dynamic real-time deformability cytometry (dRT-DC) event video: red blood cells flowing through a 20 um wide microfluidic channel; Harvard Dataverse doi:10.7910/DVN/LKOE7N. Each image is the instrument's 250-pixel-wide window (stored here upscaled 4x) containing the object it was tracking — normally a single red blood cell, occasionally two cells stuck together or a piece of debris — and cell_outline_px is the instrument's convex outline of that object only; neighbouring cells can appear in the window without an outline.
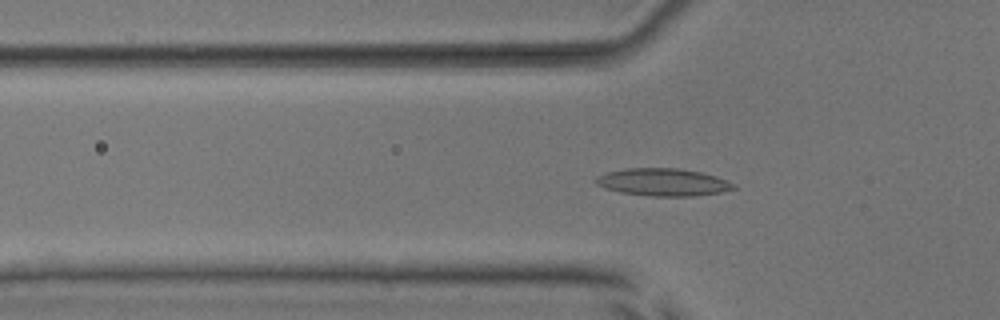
{"species": "common noctule bat (a hibernating species)", "species_latin": "Nyctalus noctula", "temperature_condition": "room temperature", "stored_images_in_passage": 47, "camera_frame_rate_fps": 3000, "um_per_image_px": 0.085, "animal": {"sex": "male", "body_mass_g": 17.9, "forearm_length_mm": 54.2}, "frame": {"image": 1, "passage_image": 12, "time_ms": 3.667, "image_size_px": [1000, 320], "cell_outline_px": [[736, 188], [720, 192], [696, 196], [652, 196], [620, 192], [604, 188], [596, 184], [592, 180], [596, 176], [608, 172], [624, 168], [676, 168], [700, 172], [716, 176], [736, 184]], "centroid_in_image_um": [56.33, 15.48], "position_along_channel_um": 69.5, "area_um2": 22.14}}
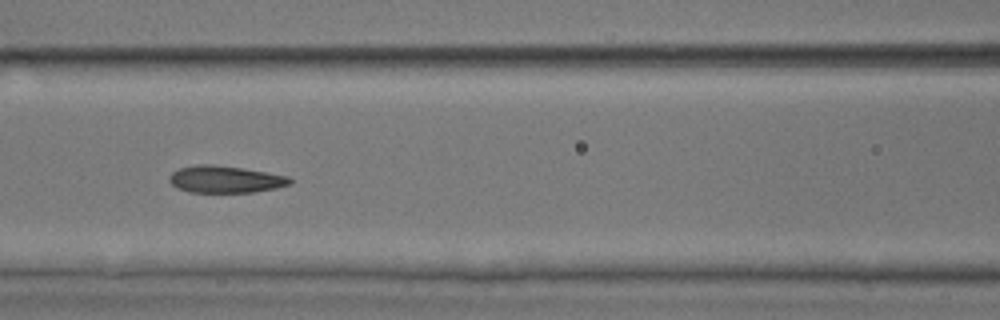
{"frame": {"image": 2, "passage_image": 18, "time_ms": 5.667, "image_size_px": [1000, 320], "cell_outline_px": [[292, 184], [276, 188], [252, 192], [188, 192], [176, 188], [168, 180], [168, 176], [172, 172], [180, 168], [196, 164], [212, 164], [244, 168], [288, 176], [292, 180]], "centroid_in_image_um": [19.13, 15.24], "position_along_channel_um": 147.5, "area_um2": 19.13}}
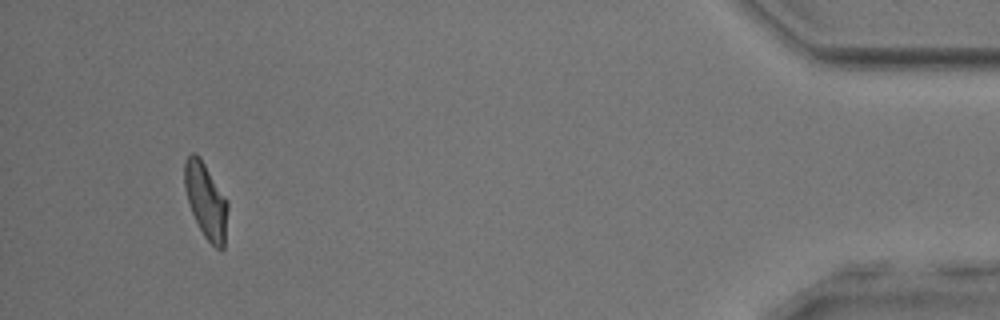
{"frame": {"image": 3, "passage_image": 44, "time_ms": 14.333, "image_size_px": [1000, 320], "cell_outline_px": [[228, 208], [224, 248], [220, 252], [204, 236], [192, 212], [184, 188], [184, 160], [192, 152], [196, 152], [200, 156], [228, 200]], "centroid_in_image_um": [17.51, 17.03], "position_along_channel_um": 417.7, "area_um2": 19.13}, "authors_computed_cell_mechanics": {"area_um2": 19.652, "velocity_mm_per_s": 3.9263, "shape_relaxation_time_tau1_ms": 3.9172, "shape_relaxation_time_tau2_ms": 1.8865, "deformation_change_tau1": 0.1692, "deformation_change_tau2": 0.0975}}